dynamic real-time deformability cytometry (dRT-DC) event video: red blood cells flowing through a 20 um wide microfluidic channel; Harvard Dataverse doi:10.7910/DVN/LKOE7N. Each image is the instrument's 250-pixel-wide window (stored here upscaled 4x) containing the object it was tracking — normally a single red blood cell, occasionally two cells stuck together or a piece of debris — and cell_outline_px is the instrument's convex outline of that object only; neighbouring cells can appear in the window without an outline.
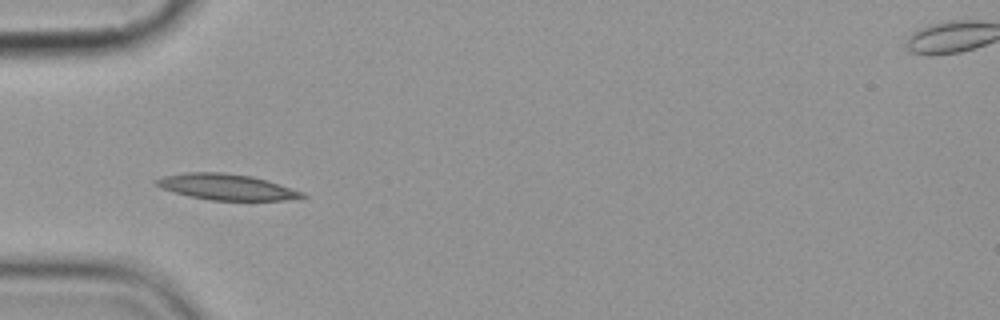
{"species": "common noctule bat (a hibernating species)", "species_latin": "Nyctalus noctula", "temperature_condition": "cold", "stored_images_in_passage": 4, "camera_frame_rate_fps": 3000, "um_per_image_px": 0.085, "animal": {"sex": "female", "body_mass_g": 19.9}, "frame": {"image": 1, "passage_image": 3, "time_ms": 2.333, "image_size_px": [1000, 320], "cell_outline_px": [[308, 196], [300, 200], [208, 200], [188, 196], [160, 188], [152, 184], [152, 180], [164, 176], [184, 172], [220, 172], [252, 176], [268, 180], [304, 192]], "centroid_in_image_um": [19.26, 15.89], "position_along_channel_um": 65.7, "area_um2": 22.48}}
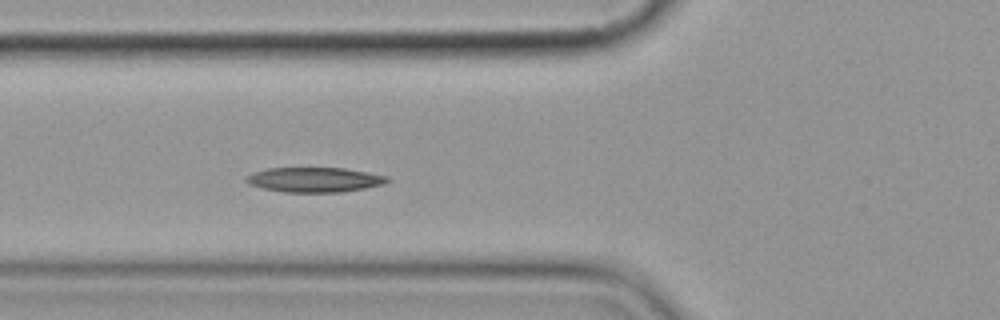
{"frame": {"image": 2, "passage_image": 4, "time_ms": 3.333, "image_size_px": [1000, 320], "cell_outline_px": [[392, 180], [384, 184], [364, 188], [340, 192], [284, 192], [264, 188], [248, 184], [244, 180], [244, 176], [252, 172], [268, 168], [344, 168], [368, 172], [388, 176]], "centroid_in_image_um": [26.72, 15.27], "position_along_channel_um": 99.1, "area_um2": 20.52}}